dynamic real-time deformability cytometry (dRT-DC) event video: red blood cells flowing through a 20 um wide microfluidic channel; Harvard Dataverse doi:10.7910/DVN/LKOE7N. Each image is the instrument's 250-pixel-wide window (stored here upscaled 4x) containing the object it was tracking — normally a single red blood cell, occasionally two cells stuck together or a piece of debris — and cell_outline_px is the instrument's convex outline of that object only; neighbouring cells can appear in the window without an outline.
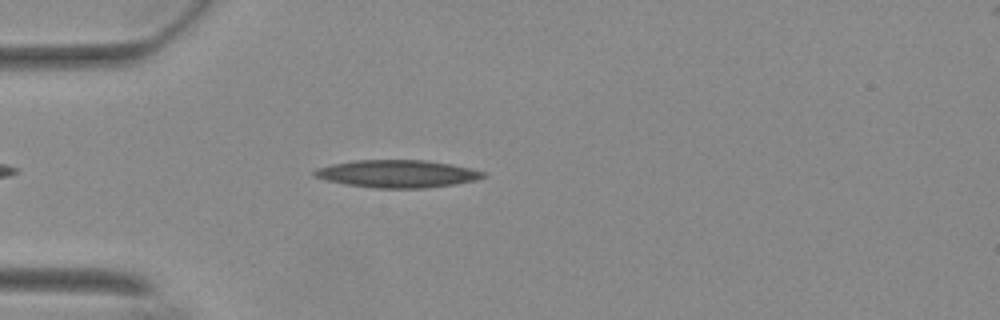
{"species": "Egyptian fruit bat (a non-hibernating species)", "species_latin": "Rousettus aegyptiacus", "temperature_condition": "warm", "stored_images_in_passage": 39, "camera_frame_rate_fps": 3000, "um_per_image_px": 0.085, "animal": {"sex": "female"}, "frame": {"image": 1, "passage_image": 3, "time_ms": 0.667, "image_size_px": [1000, 320], "cell_outline_px": [[488, 176], [476, 180], [452, 184], [424, 188], [376, 188], [344, 184], [312, 176], [312, 172], [316, 168], [332, 164], [356, 160], [424, 160], [472, 168], [484, 172]], "centroid_in_image_um": [33.75, 14.77], "position_along_channel_um": 51.2, "area_um2": 26.99}}
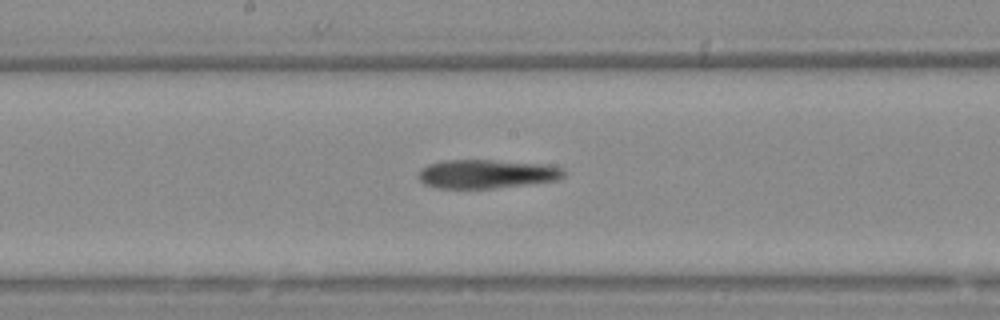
{"frame": {"image": 2, "passage_image": 17, "time_ms": 5.333, "image_size_px": [1000, 320], "cell_outline_px": [[564, 176], [560, 180], [532, 184], [492, 188], [436, 188], [424, 184], [420, 180], [420, 168], [428, 164], [444, 160], [492, 160], [548, 164], [564, 168]], "centroid_in_image_um": [41.41, 14.78], "position_along_channel_um": 206.8, "area_um2": 24.62}}
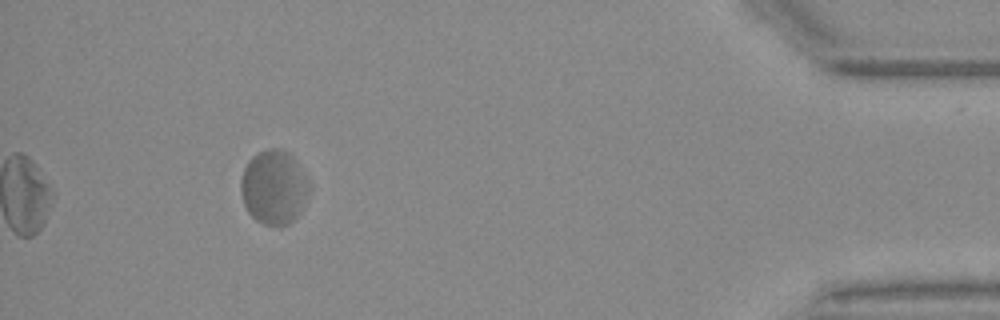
{"frame": {"image": 3, "passage_image": 39, "time_ms": 12.667, "image_size_px": [1000, 320], "cell_outline_px": [[312, 188], [300, 212], [288, 224], [264, 224], [256, 220], [248, 212], [244, 204], [240, 192], [240, 180], [244, 168], [248, 160], [252, 156], [268, 148], [280, 148], [288, 152], [292, 156], [308, 176]], "centroid_in_image_um": [23.3, 15.88], "position_along_channel_um": 411.9, "area_um2": 29.82}, "authors_computed_cell_mechanics": {"area_um2": 25.5476, "velocity_mm_per_s": 3.6022, "shape_relaxation_time_tau1_ms": null, "shape_relaxation_time_tau2_ms": 3.0302, "deformation_change_tau1": null, "deformation_change_tau2": 0.0911}}